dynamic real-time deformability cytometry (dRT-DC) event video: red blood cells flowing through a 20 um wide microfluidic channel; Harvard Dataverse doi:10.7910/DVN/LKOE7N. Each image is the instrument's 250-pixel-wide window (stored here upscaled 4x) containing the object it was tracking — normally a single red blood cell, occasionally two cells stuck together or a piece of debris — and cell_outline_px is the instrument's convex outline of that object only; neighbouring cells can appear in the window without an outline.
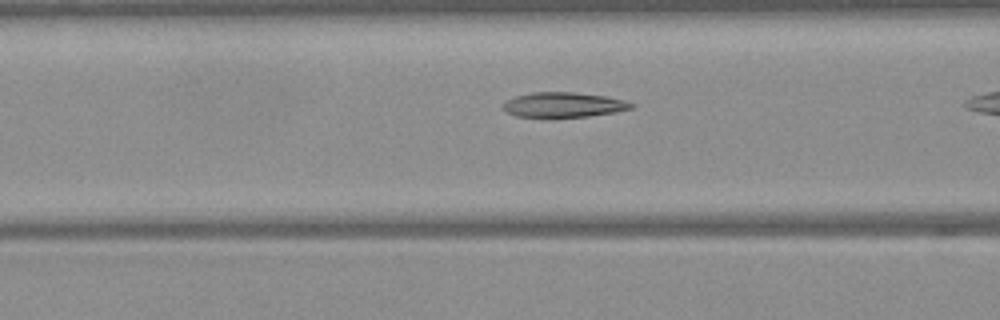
{"species": "Egyptian fruit bat (a non-hibernating species)", "species_latin": "Rousettus aegyptiacus", "temperature_condition": "warm", "stored_images_in_passage": 7, "camera_frame_rate_fps": 3000, "um_per_image_px": 0.085, "frame": {"image": 1, "passage_image": 6, "time_ms": 1.667, "image_size_px": [1000, 320], "cell_outline_px": [[636, 108], [616, 112], [588, 116], [516, 116], [500, 108], [508, 100], [516, 96], [532, 92], [576, 92], [604, 96], [624, 100], [636, 104]], "centroid_in_image_um": [47.96, 8.89], "position_along_channel_um": 118.6, "area_um2": 18.44}}